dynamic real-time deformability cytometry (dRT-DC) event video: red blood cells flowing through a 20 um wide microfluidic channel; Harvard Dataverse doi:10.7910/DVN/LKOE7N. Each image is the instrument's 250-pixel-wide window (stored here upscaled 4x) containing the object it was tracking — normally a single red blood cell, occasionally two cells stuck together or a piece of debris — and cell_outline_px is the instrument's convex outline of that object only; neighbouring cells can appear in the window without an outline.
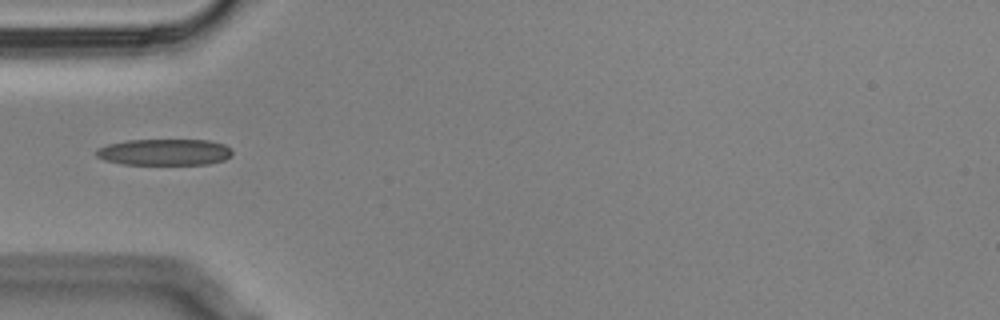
{"species": "Egyptian fruit bat (a non-hibernating species)", "species_latin": "Rousettus aegyptiacus", "temperature_condition": "cold", "stored_images_in_passage": 3, "camera_frame_rate_fps": 3000, "um_per_image_px": 0.085, "animal": {"sex": "male"}, "frame": {"image": 1, "passage_image": 1, "time_ms": 0.0, "image_size_px": [1000, 320], "cell_outline_px": [[232, 156], [224, 160], [208, 164], [120, 164], [104, 160], [96, 156], [96, 148], [108, 144], [128, 140], [208, 140], [224, 144], [232, 152]], "centroid_in_image_um": [13.96, 12.93], "position_along_channel_um": 71.0, "area_um2": 20.92}}